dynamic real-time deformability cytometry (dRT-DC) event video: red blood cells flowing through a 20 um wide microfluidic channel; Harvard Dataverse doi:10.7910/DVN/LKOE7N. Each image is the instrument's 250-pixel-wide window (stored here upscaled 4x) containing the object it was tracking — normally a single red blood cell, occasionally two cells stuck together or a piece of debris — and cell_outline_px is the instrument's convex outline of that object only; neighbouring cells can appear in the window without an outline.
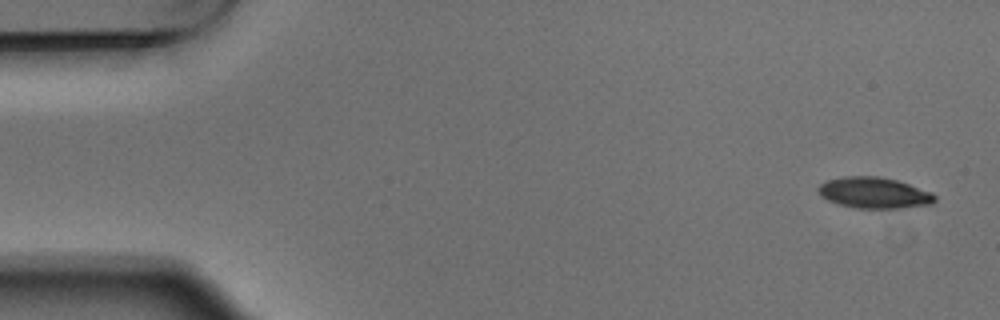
{"species": "Egyptian fruit bat (a non-hibernating species)", "species_latin": "Rousettus aegyptiacus", "temperature_condition": "warm", "stored_images_in_passage": 9, "camera_frame_rate_fps": 3000, "um_per_image_px": 0.085, "animal": {"sex": "male"}, "frame": {"image": 1, "passage_image": 1, "time_ms": 0.0, "image_size_px": [1000, 320], "cell_outline_px": [[936, 200], [932, 204], [900, 208], [856, 208], [836, 204], [820, 196], [816, 188], [820, 184], [828, 180], [844, 176], [880, 176], [896, 180], [932, 192], [936, 196]], "centroid_in_image_um": [74.28, 16.39], "position_along_channel_um": 10.7, "area_um2": 21.21}}
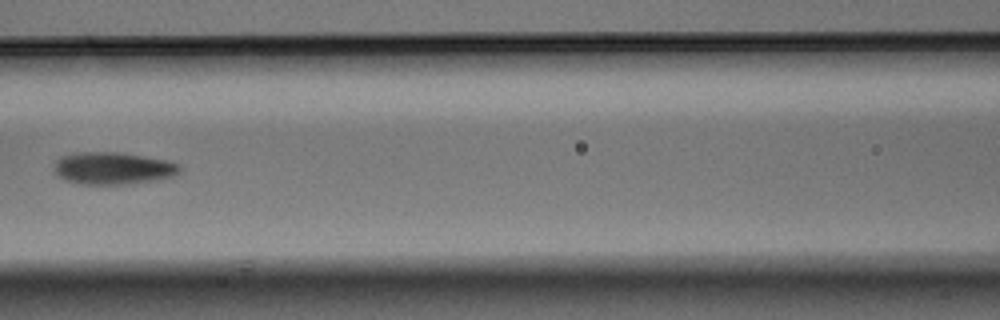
{"frame": {"image": 2, "passage_image": 6, "time_ms": 1.667, "image_size_px": [1000, 320], "cell_outline_px": [[180, 172], [172, 176], [156, 180], [132, 184], [80, 184], [64, 180], [56, 172], [56, 160], [60, 156], [80, 152], [116, 152], [172, 160], [180, 164]], "centroid_in_image_um": [9.66, 14.3], "position_along_channel_um": 156.9, "area_um2": 23.7}}
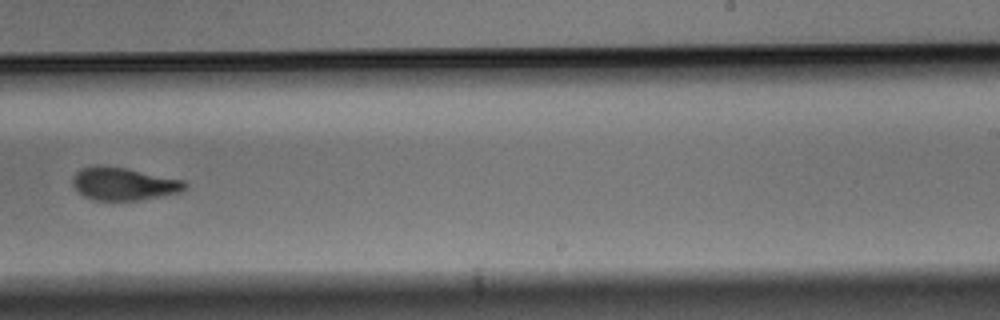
{"frame": {"image": 3, "passage_image": 9, "time_ms": 2.667, "image_size_px": [1000, 320], "cell_outline_px": [[188, 188], [180, 192], [140, 200], [92, 200], [84, 196], [72, 184], [72, 180], [76, 172], [80, 168], [96, 164], [128, 168], [184, 180], [188, 184]], "centroid_in_image_um": [10.52, 15.61], "position_along_channel_um": 278.5, "area_um2": 21.68}}